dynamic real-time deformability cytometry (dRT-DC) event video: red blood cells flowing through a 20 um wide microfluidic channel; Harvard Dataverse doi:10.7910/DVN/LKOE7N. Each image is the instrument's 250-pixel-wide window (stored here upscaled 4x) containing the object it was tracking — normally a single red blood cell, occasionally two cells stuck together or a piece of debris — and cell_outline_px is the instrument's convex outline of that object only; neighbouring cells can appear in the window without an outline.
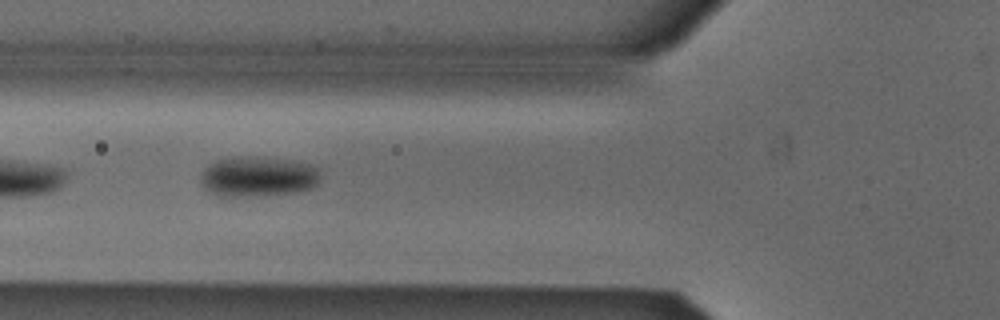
{"species": "Egyptian fruit bat (a non-hibernating species)", "species_latin": "Rousettus aegyptiacus", "temperature_condition": "cold", "stored_images_in_passage": 2, "camera_frame_rate_fps": 3000, "um_per_image_px": 0.085, "animal": {"sex": "male"}, "frame": {"image": 1, "passage_image": 2, "time_ms": 0.333, "image_size_px": [1000, 320], "cell_outline_px": [[320, 180], [312, 188], [296, 192], [264, 196], [216, 196], [204, 188], [200, 184], [200, 176], [204, 168], [208, 164], [216, 160], [232, 156], [252, 156], [292, 160], [308, 164], [320, 168]], "centroid_in_image_um": [21.91, 15.0], "position_along_channel_um": 103.9, "area_um2": 28.73}}